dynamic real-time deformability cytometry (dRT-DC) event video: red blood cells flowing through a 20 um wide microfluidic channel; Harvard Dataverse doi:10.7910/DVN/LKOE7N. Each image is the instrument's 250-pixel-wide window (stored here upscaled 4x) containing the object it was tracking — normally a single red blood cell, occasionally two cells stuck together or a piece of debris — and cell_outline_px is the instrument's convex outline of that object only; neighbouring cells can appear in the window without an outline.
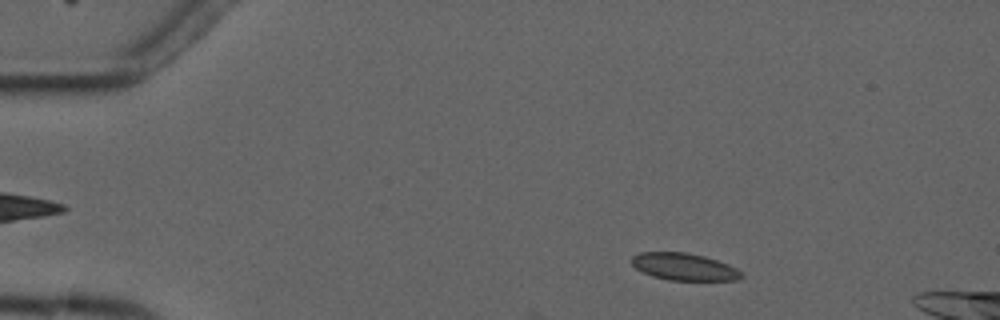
{"species": "common noctule bat (a hibernating species)", "species_latin": "Nyctalus noctula", "temperature_condition": "cold", "stored_images_in_passage": 3, "camera_frame_rate_fps": 3000, "um_per_image_px": 0.085, "animal": {"sex": "male", "forearm_length_mm": 52.5}, "frame": {"image": 1, "passage_image": 1, "time_ms": 0.0, "image_size_px": [1000, 320], "cell_outline_px": [[744, 276], [736, 280], [668, 280], [652, 276], [636, 268], [632, 264], [632, 256], [640, 252], [688, 252], [704, 256], [728, 264], [736, 268]], "centroid_in_image_um": [58.14, 22.67], "position_along_channel_um": 26.9, "area_um2": 17.28}}